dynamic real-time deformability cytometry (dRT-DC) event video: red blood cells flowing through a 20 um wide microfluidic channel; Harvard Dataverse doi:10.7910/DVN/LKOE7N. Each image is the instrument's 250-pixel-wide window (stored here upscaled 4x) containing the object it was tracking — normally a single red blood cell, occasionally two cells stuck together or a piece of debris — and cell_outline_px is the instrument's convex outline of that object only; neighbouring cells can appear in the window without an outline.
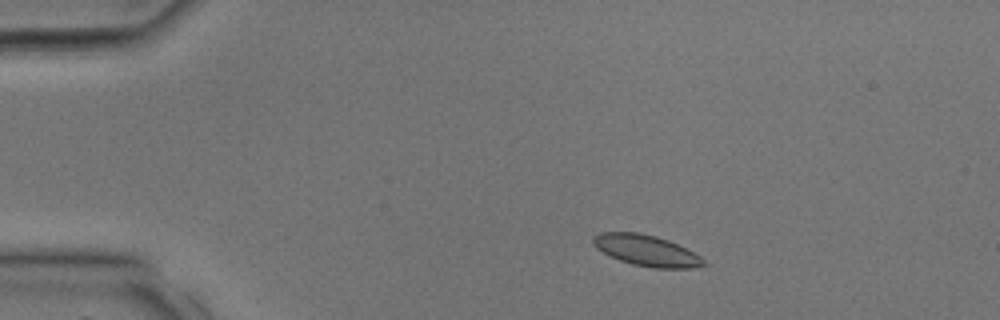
{"species": "common noctule bat (a hibernating species)", "species_latin": "Nyctalus noctula", "temperature_condition": "room temperature", "stored_images_in_passage": 27, "camera_frame_rate_fps": 3000, "um_per_image_px": 0.085, "animal": {"sex": "male", "body_mass_g": 17.9, "forearm_length_mm": 54.2}, "frame": {"image": 1, "passage_image": 4, "time_ms": 1.0, "image_size_px": [1000, 320], "cell_outline_px": [[708, 264], [692, 268], [652, 268], [632, 264], [620, 260], [596, 248], [592, 244], [592, 236], [600, 232], [640, 232], [656, 236], [668, 240], [700, 256]], "centroid_in_image_um": [54.92, 21.28], "position_along_channel_um": 30.1, "area_um2": 19.88}}
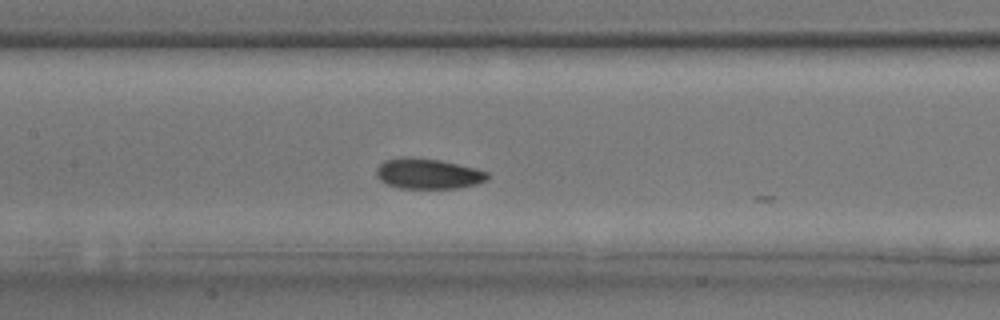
{"frame": {"image": 2, "passage_image": 14, "time_ms": 4.333, "image_size_px": [1000, 320], "cell_outline_px": [[488, 180], [476, 184], [460, 188], [400, 188], [388, 184], [380, 180], [376, 176], [376, 168], [384, 160], [404, 156], [440, 160], [476, 168], [488, 172]], "centroid_in_image_um": [36.38, 14.76], "position_along_channel_um": 171.0, "area_um2": 19.77}}
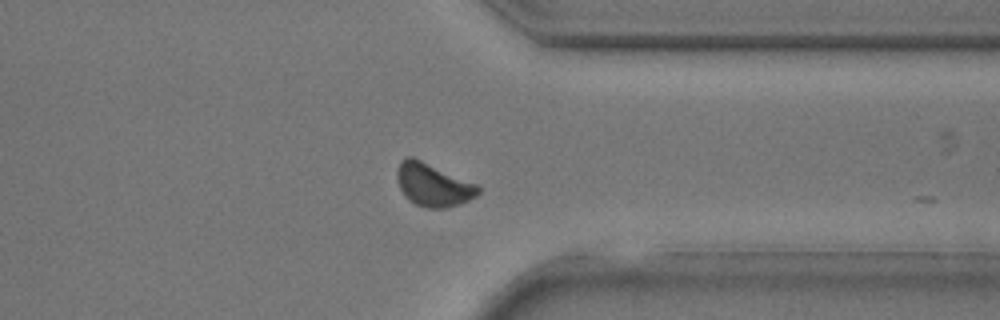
{"frame": {"image": 3, "passage_image": 24, "time_ms": 7.667, "image_size_px": [1000, 320], "cell_outline_px": [[480, 192], [476, 196], [460, 204], [448, 208], [424, 208], [408, 200], [404, 196], [400, 188], [396, 176], [396, 172], [400, 160], [408, 156], [412, 156], [476, 184], [480, 188]], "centroid_in_image_um": [36.78, 15.72], "position_along_channel_um": 374.6, "area_um2": 20.35}}